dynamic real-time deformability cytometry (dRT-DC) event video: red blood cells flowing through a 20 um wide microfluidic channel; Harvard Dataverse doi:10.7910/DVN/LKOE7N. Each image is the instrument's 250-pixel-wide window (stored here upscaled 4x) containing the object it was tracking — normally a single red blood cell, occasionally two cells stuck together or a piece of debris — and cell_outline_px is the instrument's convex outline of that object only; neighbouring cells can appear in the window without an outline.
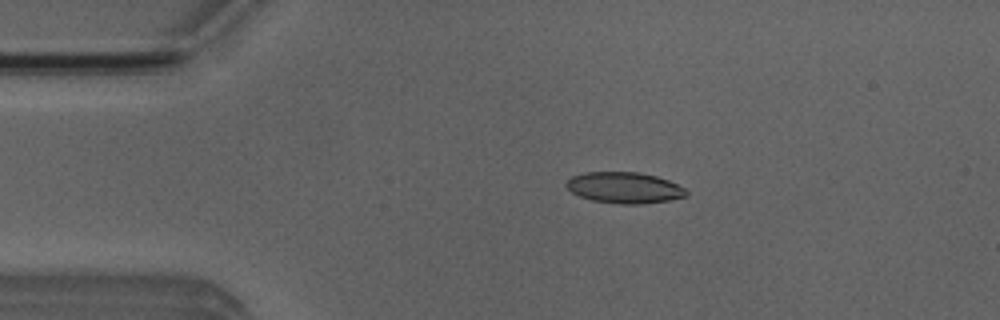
{"species": "Egyptian fruit bat (a non-hibernating species)", "species_latin": "Rousettus aegyptiacus", "temperature_condition": "room temperature", "stored_images_in_passage": 17, "camera_frame_rate_fps": 3000, "um_per_image_px": 0.085, "animal": {"sex": "male"}, "frame": {"image": 1, "passage_image": 10, "time_ms": 3.0, "image_size_px": [1000, 320], "cell_outline_px": [[688, 196], [668, 200], [640, 204], [620, 204], [592, 200], [580, 196], [572, 192], [564, 184], [572, 176], [584, 172], [640, 172], [656, 176], [668, 180], [684, 188], [688, 192]], "centroid_in_image_um": [53.07, 15.95], "position_along_channel_um": 31.9, "area_um2": 21.68}}
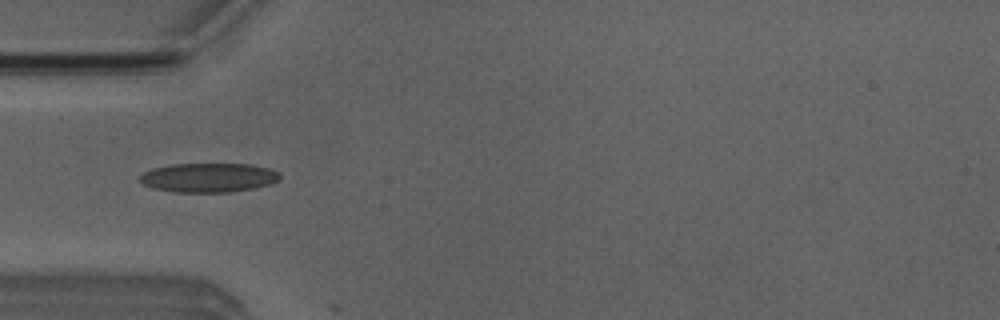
{"frame": {"image": 2, "passage_image": 16, "time_ms": 5.0, "image_size_px": [1000, 320], "cell_outline_px": [[280, 180], [272, 184], [252, 188], [228, 192], [176, 192], [152, 188], [144, 184], [140, 180], [140, 176], [144, 172], [152, 168], [172, 164], [252, 164], [268, 168], [276, 172], [280, 176]], "centroid_in_image_um": [17.73, 15.09], "position_along_channel_um": 67.3, "area_um2": 23.76}}